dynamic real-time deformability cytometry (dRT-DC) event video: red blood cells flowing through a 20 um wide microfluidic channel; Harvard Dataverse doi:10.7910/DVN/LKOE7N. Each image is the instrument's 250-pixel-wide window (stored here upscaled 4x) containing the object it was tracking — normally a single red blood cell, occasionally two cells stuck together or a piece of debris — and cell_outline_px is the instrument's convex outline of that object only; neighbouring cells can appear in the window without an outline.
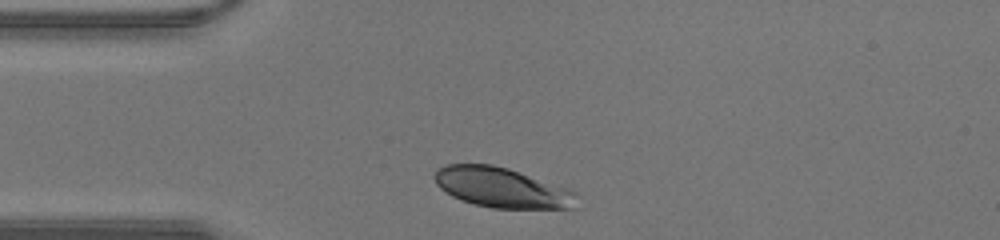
{"species": "human", "species_latin": "Homo sapiens", "temperature_condition": "warm", "stored_images_in_passage": 24, "camera_frame_rate_fps": 3000, "um_per_image_px": 0.085, "donor": {"sex": "male"}, "frame": {"image": 1, "passage_image": 1, "time_ms": 0.0, "image_size_px": [1000, 240], "cell_outline_px": [[580, 196], [576, 208], [492, 208], [460, 200], [452, 196], [440, 188], [436, 184], [432, 176], [436, 168], [444, 164], [492, 164], [508, 168], [572, 188]], "centroid_in_image_um": [42.7, 15.94], "position_along_channel_um": 42.3, "area_um2": 33.87}}
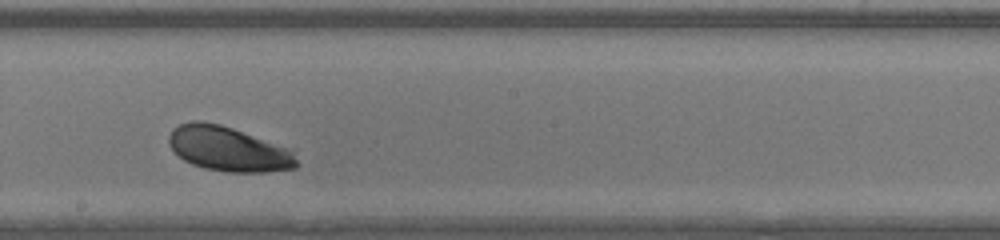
{"frame": {"image": 2, "passage_image": 14, "time_ms": 4.333, "image_size_px": [1000, 240], "cell_outline_px": [[300, 164], [296, 168], [264, 172], [228, 172], [204, 168], [192, 164], [184, 160], [168, 144], [168, 136], [172, 128], [180, 124], [192, 120], [200, 120], [220, 124], [296, 148]], "centroid_in_image_um": [19.52, 12.65], "position_along_channel_um": 228.7, "area_um2": 34.22}}
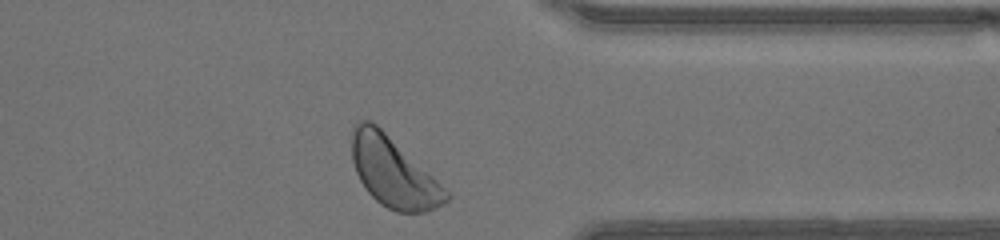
{"frame": {"image": 3, "passage_image": 24, "time_ms": 7.667, "image_size_px": [1000, 240], "cell_outline_px": [[452, 196], [448, 200], [436, 208], [424, 212], [396, 212], [380, 204], [364, 188], [356, 172], [352, 160], [352, 128], [356, 120], [368, 120], [376, 124], [428, 172]], "centroid_in_image_um": [33.4, 14.64], "position_along_channel_um": 378.0, "area_um2": 37.86}}